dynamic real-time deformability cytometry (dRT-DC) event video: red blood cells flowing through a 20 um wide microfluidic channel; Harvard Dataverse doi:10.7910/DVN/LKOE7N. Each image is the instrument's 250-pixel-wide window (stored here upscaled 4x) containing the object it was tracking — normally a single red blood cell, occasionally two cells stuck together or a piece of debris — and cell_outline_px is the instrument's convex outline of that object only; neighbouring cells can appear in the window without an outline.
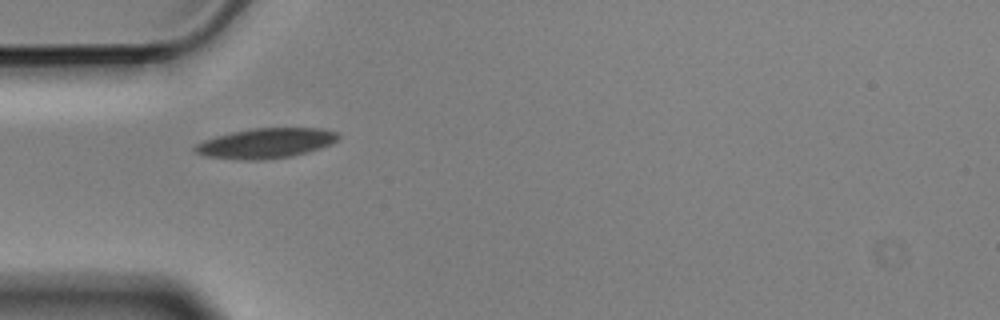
{"species": "Egyptian fruit bat (a non-hibernating species)", "species_latin": "Rousettus aegyptiacus", "temperature_condition": "cold", "stored_images_in_passage": 2, "camera_frame_rate_fps": 3000, "um_per_image_px": 0.085, "animal": {"sex": "male"}, "frame": {"image": 1, "passage_image": 1, "time_ms": 0.0, "image_size_px": [1000, 320], "cell_outline_px": [[340, 136], [332, 144], [308, 152], [292, 156], [264, 160], [240, 160], [204, 156], [196, 152], [192, 148], [196, 144], [204, 140], [216, 136], [232, 132], [252, 128], [320, 128], [336, 132]], "centroid_in_image_um": [22.59, 12.18], "position_along_channel_um": 62.4, "area_um2": 25.14}}
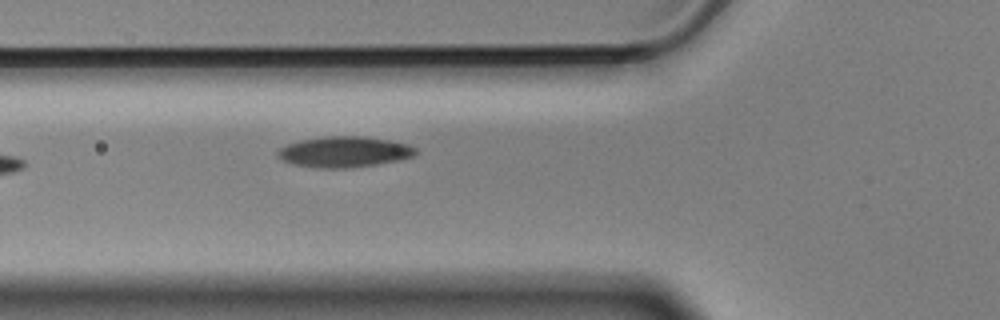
{"frame": {"image": 2, "passage_image": 2, "time_ms": 0.333, "image_size_px": [1000, 320], "cell_outline_px": [[416, 156], [400, 160], [352, 168], [316, 168], [292, 164], [280, 160], [276, 156], [276, 152], [280, 148], [288, 144], [300, 140], [328, 136], [364, 136], [388, 140], [408, 144], [416, 148]], "centroid_in_image_um": [29.25, 12.92], "position_along_channel_um": 96.6, "area_um2": 24.97}}